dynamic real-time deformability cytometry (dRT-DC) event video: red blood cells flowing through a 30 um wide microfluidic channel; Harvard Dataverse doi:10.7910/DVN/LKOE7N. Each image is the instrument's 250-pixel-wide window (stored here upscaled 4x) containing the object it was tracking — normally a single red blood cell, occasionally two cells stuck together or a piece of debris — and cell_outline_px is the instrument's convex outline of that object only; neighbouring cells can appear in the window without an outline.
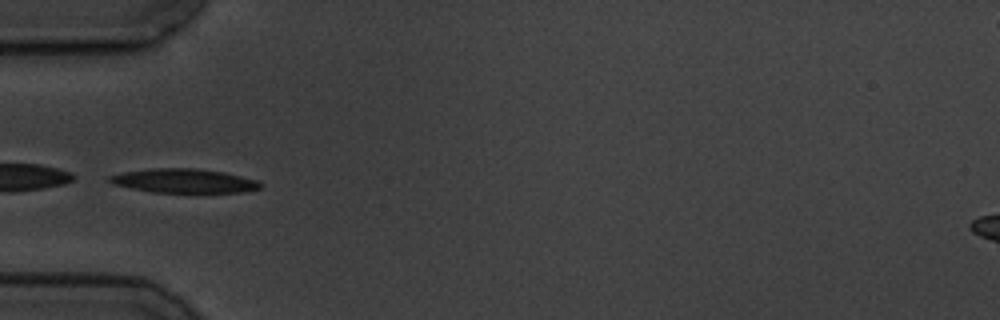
{"species": "common noctule bat (a hibernating species)", "species_latin": "Nyctalus noctula", "temperature_condition": "cold", "stored_images_in_passage": 5, "camera_frame_rate_fps": 3000, "um_per_image_px": 0.085, "animal": {"sex": "male", "body_mass_g": 19.5, "forearm_length_mm": 54.6}, "frame": {"image": 1, "passage_image": 5, "time_ms": 4.667, "image_size_px": [1000, 320], "cell_outline_px": [[264, 184], [260, 188], [244, 192], [152, 192], [112, 184], [108, 180], [108, 176], [124, 172], [148, 168], [192, 168], [224, 172], [256, 180]], "centroid_in_image_um": [15.62, 15.37], "position_along_channel_um": 69.4, "area_um2": 21.04}}